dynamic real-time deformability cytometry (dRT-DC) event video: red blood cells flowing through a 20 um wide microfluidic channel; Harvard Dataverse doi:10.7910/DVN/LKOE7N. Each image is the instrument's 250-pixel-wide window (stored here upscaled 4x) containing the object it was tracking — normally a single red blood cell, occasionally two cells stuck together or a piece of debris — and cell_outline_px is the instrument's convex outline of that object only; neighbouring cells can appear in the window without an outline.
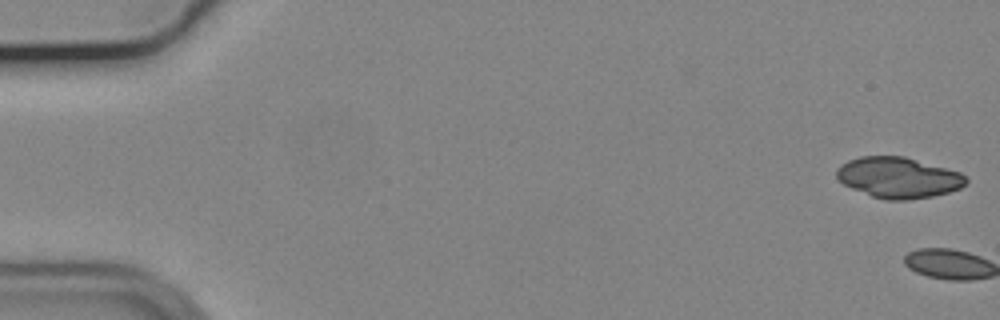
{"species": "common noctule bat (a hibernating species)", "species_latin": "Nyctalus noctula", "temperature_condition": "cold", "stored_images_in_passage": 2, "camera_frame_rate_fps": 3000, "um_per_image_px": 0.085, "animal": {"sex": "male", "body_mass_g": 19.2, "forearm_length_mm": 51.8}, "frame": {"image": 1, "passage_image": 1, "time_ms": 0.0, "image_size_px": [1000, 320], "cell_outline_px": [[968, 180], [960, 188], [948, 192], [932, 196], [908, 200], [884, 200], [872, 196], [852, 188], [844, 184], [836, 176], [836, 168], [840, 164], [848, 160], [860, 156], [904, 156], [960, 172], [968, 176]], "centroid_in_image_um": [76.36, 15.09], "position_along_channel_um": 8.6, "area_um2": 30.75}}